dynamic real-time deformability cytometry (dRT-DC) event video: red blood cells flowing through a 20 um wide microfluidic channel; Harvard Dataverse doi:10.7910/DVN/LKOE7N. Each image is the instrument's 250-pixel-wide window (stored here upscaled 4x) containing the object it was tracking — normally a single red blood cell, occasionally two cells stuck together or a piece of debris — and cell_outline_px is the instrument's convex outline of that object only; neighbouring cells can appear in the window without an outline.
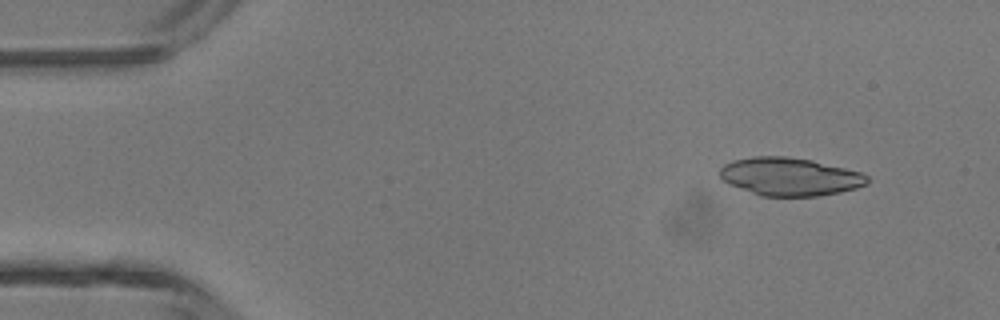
{"species": "common noctule bat (a hibernating species)", "species_latin": "Nyctalus noctula", "temperature_condition": "room temperature", "stored_images_in_passage": 4, "camera_frame_rate_fps": 3000, "um_per_image_px": 0.085, "animal": {"sex": "male", "body_mass_g": 13.3}, "frame": {"image": 1, "passage_image": 1, "time_ms": 0.0, "image_size_px": [1000, 320], "cell_outline_px": [[868, 184], [856, 188], [840, 192], [820, 196], [760, 196], [720, 180], [720, 168], [724, 164], [732, 160], [752, 156], [788, 156], [812, 160], [860, 172], [868, 176]], "centroid_in_image_um": [67.11, 15.01], "position_along_channel_um": 17.9, "area_um2": 32.83}}